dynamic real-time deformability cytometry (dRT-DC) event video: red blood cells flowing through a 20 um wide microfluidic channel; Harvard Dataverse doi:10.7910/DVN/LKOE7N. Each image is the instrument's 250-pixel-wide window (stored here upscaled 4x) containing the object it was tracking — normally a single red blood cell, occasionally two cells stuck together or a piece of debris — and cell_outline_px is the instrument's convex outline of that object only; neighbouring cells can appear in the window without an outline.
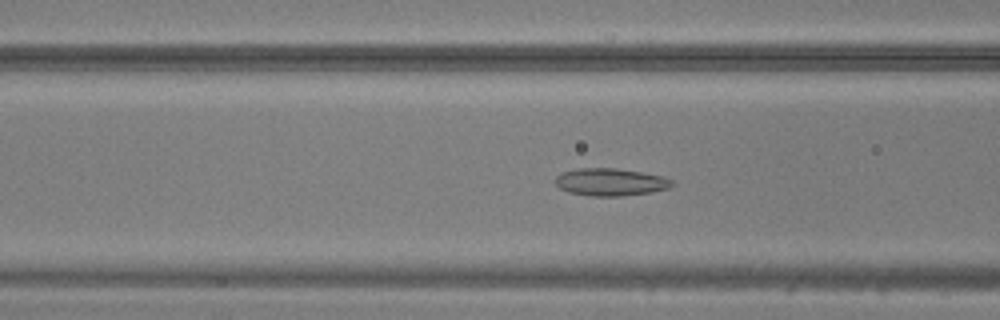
{"species": "common noctule bat (a hibernating species)", "species_latin": "Nyctalus noctula", "temperature_condition": "warm", "stored_images_in_passage": 50, "camera_frame_rate_fps": 3000, "um_per_image_px": 0.085, "animal": {"sex": "male", "body_mass_g": 20.5, "forearm_length_mm": 52.5}, "frame": {"image": 1, "passage_image": 20, "time_ms": 6.333, "image_size_px": [1000, 320], "cell_outline_px": [[676, 184], [668, 188], [648, 192], [620, 196], [592, 196], [568, 192], [560, 188], [556, 184], [556, 176], [560, 172], [580, 168], [616, 168], [664, 176], [672, 180]], "centroid_in_image_um": [51.89, 15.46], "position_along_channel_um": 114.7, "area_um2": 18.61}}
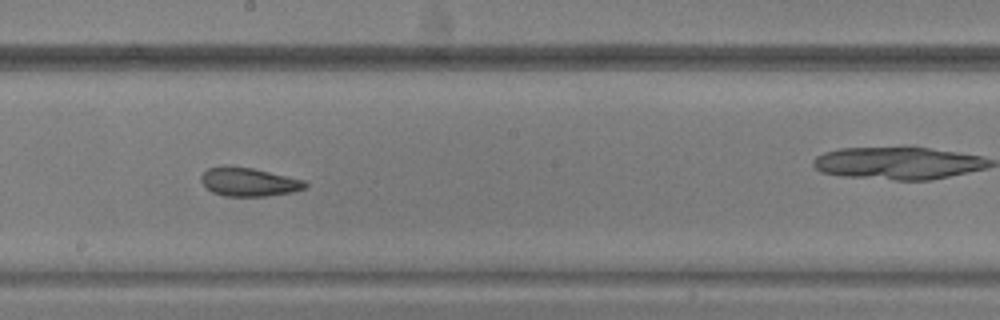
{"frame": {"image": 2, "passage_image": 28, "time_ms": 9.0, "image_size_px": [1000, 320], "cell_outline_px": [[308, 184], [304, 188], [292, 192], [264, 196], [224, 196], [212, 192], [200, 180], [200, 176], [208, 168], [224, 164], [228, 164], [252, 168], [304, 180]], "centroid_in_image_um": [21.1, 15.44], "position_along_channel_um": 227.1, "area_um2": 17.4}}
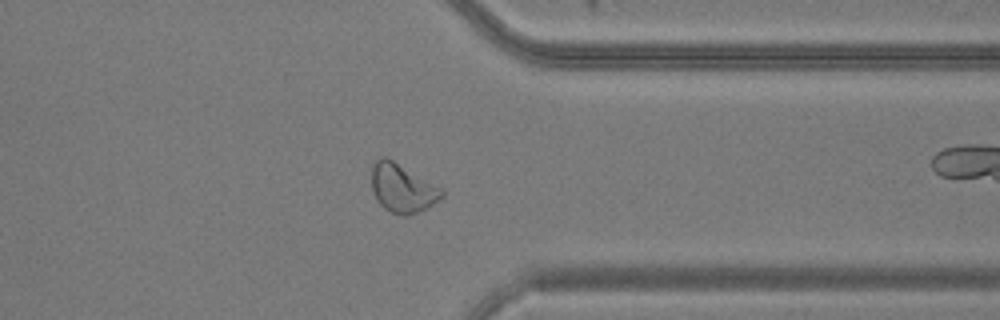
{"frame": {"image": 3, "passage_image": 39, "time_ms": 12.667, "image_size_px": [1000, 320], "cell_outline_px": [[444, 196], [428, 208], [408, 216], [404, 216], [392, 212], [384, 208], [376, 200], [372, 188], [372, 164], [380, 156], [384, 156], [392, 160], [444, 188]], "centroid_in_image_um": [34.22, 16.0], "position_along_channel_um": 377.2, "area_um2": 20.06}}